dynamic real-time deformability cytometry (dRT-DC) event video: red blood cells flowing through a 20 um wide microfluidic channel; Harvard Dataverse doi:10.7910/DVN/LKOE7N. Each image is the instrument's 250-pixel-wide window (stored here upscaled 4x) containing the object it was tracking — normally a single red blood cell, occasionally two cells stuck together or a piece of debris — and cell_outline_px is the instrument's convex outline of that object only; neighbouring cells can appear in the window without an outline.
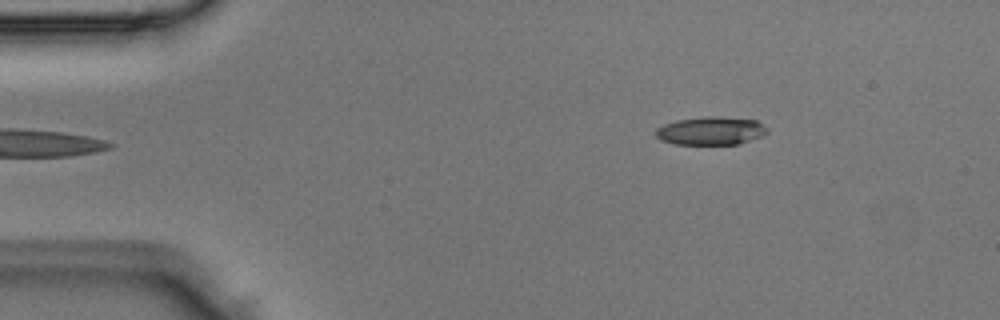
{"species": "Egyptian fruit bat (a non-hibernating species)", "species_latin": "Rousettus aegyptiacus", "temperature_condition": "room temperature", "stored_images_in_passage": 2, "camera_frame_rate_fps": 3000, "um_per_image_px": 0.085, "animal": {"sex": "male"}, "frame": {"image": 1, "passage_image": 1, "time_ms": 0.0, "image_size_px": [1000, 320], "cell_outline_px": [[768, 132], [764, 136], [736, 144], [676, 144], [660, 140], [656, 136], [656, 128], [664, 124], [676, 120], [704, 116], [716, 116], [756, 120], [768, 128]], "centroid_in_image_um": [60.43, 11.11], "position_along_channel_um": 24.6, "area_um2": 18.38}}